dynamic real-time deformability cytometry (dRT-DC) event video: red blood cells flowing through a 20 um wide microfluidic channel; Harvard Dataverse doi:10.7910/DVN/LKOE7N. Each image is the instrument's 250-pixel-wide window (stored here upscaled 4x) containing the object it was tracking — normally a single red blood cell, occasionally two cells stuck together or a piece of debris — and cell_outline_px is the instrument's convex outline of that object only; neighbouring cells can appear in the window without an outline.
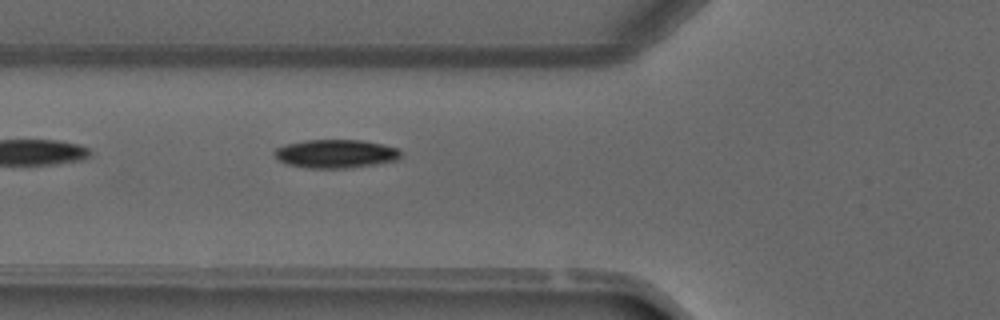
{"species": "common noctule bat (a hibernating species)", "species_latin": "Nyctalus noctula", "temperature_condition": "warm", "stored_images_in_passage": 5, "camera_frame_rate_fps": 3000, "um_per_image_px": 0.085, "animal": {"sex": "male", "forearm_length_mm": 52.5}, "frame": {"image": 1, "passage_image": 5, "time_ms": 5.333, "image_size_px": [1000, 320], "cell_outline_px": [[400, 156], [396, 160], [376, 164], [348, 168], [308, 168], [288, 164], [280, 160], [272, 152], [276, 148], [288, 144], [304, 140], [360, 140], [400, 148]], "centroid_in_image_um": [28.54, 13.07], "position_along_channel_um": 97.3, "area_um2": 20.81}}